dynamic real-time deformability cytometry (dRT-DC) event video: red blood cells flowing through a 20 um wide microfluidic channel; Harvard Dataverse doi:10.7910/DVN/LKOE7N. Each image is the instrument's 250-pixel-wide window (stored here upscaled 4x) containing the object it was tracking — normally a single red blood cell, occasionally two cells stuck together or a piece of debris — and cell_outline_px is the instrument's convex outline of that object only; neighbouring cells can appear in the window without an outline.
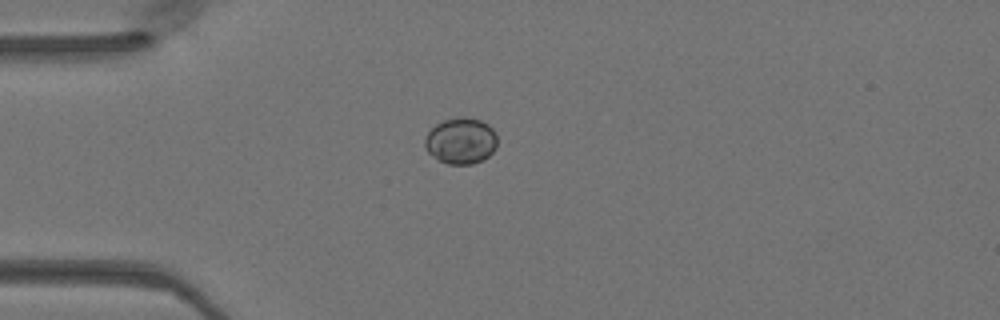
{"species": "Egyptian fruit bat (a non-hibernating species)", "species_latin": "Rousettus aegyptiacus", "temperature_condition": "warm", "stored_images_in_passage": 37, "camera_frame_rate_fps": 3000, "um_per_image_px": 0.085, "animal": {"sex": "female"}, "frame": {"image": 1, "passage_image": 1, "time_ms": 0.0, "image_size_px": [1000, 320], "cell_outline_px": [[496, 148], [488, 156], [472, 164], [448, 164], [432, 156], [428, 152], [424, 144], [424, 140], [428, 132], [436, 124], [444, 120], [464, 116], [480, 120], [488, 124], [496, 132]], "centroid_in_image_um": [39.17, 11.96], "position_along_channel_um": 45.8, "area_um2": 19.42}}
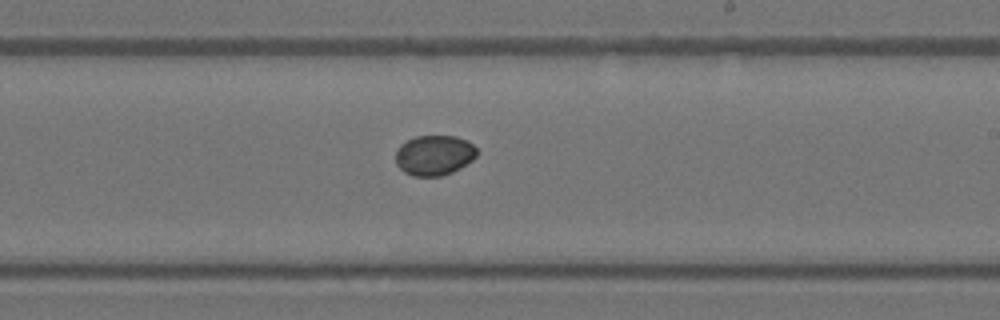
{"frame": {"image": 2, "passage_image": 17, "time_ms": 5.333, "image_size_px": [1000, 320], "cell_outline_px": [[476, 156], [472, 160], [460, 168], [452, 172], [440, 176], [412, 176], [404, 172], [396, 164], [396, 152], [400, 144], [416, 136], [456, 136], [472, 144], [476, 148]], "centroid_in_image_um": [36.89, 13.2], "position_along_channel_um": 252.1, "area_um2": 18.9}}
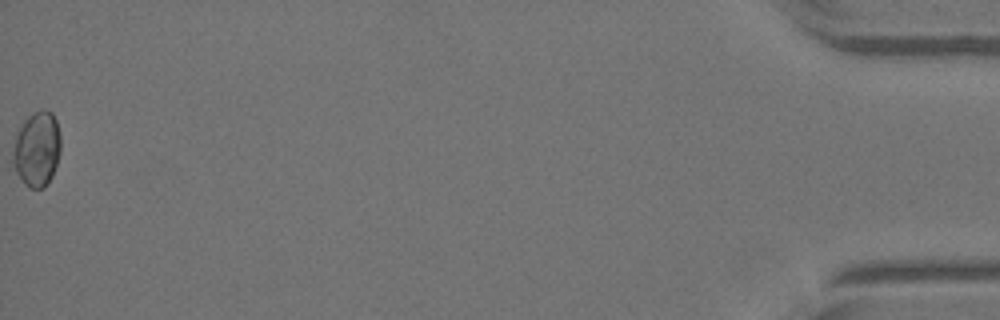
{"frame": {"image": 3, "passage_image": 37, "time_ms": 12.0, "image_size_px": [1000, 320], "cell_outline_px": [[60, 152], [52, 176], [44, 188], [28, 188], [24, 184], [16, 172], [12, 160], [12, 152], [16, 136], [24, 120], [32, 112], [40, 108], [44, 108], [52, 112], [56, 120], [60, 136]], "centroid_in_image_um": [3.14, 12.65], "position_along_channel_um": 432.1, "area_um2": 21.04}}